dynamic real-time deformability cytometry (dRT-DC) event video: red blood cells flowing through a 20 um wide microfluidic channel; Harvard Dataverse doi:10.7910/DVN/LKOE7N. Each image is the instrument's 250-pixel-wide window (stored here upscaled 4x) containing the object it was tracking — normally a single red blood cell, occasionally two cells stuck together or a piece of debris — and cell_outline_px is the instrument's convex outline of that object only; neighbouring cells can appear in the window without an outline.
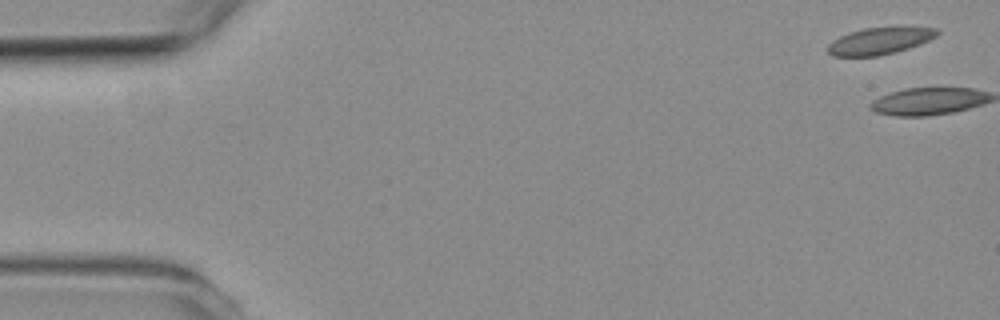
{"species": "common noctule bat (a hibernating species)", "species_latin": "Nyctalus noctula", "temperature_condition": "room temperature", "stored_images_in_passage": 5, "camera_frame_rate_fps": 3000, "um_per_image_px": 0.085, "animal": {"sex": "female", "body_mass_g": 19.3, "forearm_length_mm": 54.1}, "frame": {"image": 1, "passage_image": 1, "time_ms": 0.0, "image_size_px": [1000, 320], "cell_outline_px": [[940, 32], [936, 36], [920, 44], [908, 48], [880, 56], [832, 56], [828, 52], [828, 44], [832, 40], [840, 36], [864, 28], [936, 28]], "centroid_in_image_um": [74.73, 3.5], "position_along_channel_um": 10.3, "area_um2": 16.7}}